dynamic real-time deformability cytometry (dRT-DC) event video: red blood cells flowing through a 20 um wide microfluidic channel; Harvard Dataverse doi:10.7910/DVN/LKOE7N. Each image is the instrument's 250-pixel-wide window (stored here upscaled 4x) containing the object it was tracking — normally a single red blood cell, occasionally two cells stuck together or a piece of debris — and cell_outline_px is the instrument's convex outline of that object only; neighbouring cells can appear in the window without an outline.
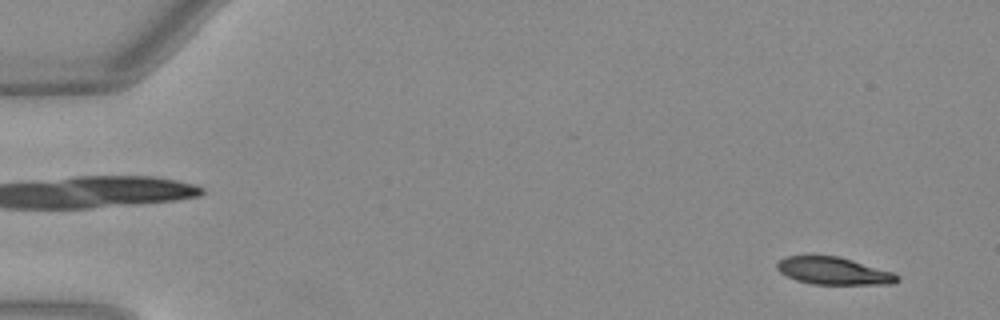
{"species": "Egyptian fruit bat (a non-hibernating species)", "species_latin": "Rousettus aegyptiacus", "temperature_condition": "warm", "stored_images_in_passage": 51, "camera_frame_rate_fps": 3000, "um_per_image_px": 0.085, "animal": {"sex": "female"}, "frame": {"image": 1, "passage_image": 3, "time_ms": 0.667, "image_size_px": [1000, 320], "cell_outline_px": [[900, 280], [892, 284], [812, 284], [796, 280], [780, 272], [776, 268], [776, 264], [780, 260], [788, 256], [836, 256], [852, 260], [892, 272], [900, 276]], "centroid_in_image_um": [70.86, 23.04], "position_along_channel_um": 14.1, "area_um2": 18.96}}
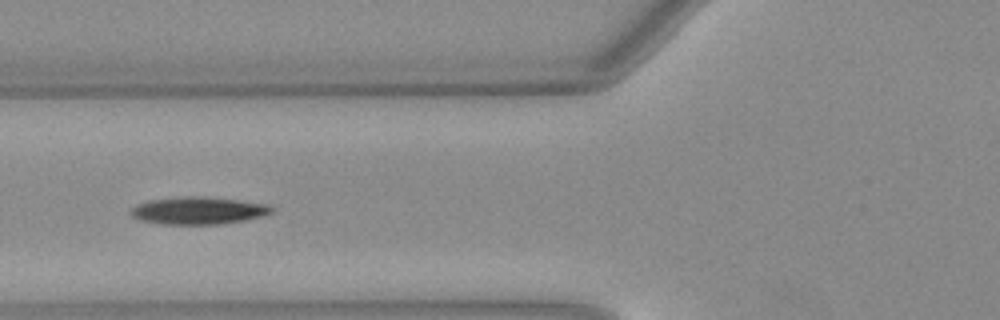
{"frame": {"image": 2, "passage_image": 20, "time_ms": 6.333, "image_size_px": [1000, 320], "cell_outline_px": [[272, 212], [264, 216], [244, 220], [220, 224], [164, 224], [140, 220], [132, 216], [128, 212], [136, 204], [148, 200], [184, 196], [204, 196], [240, 200], [268, 204], [272, 208]], "centroid_in_image_um": [16.84, 17.89], "position_along_channel_um": 109.0, "area_um2": 22.6}}
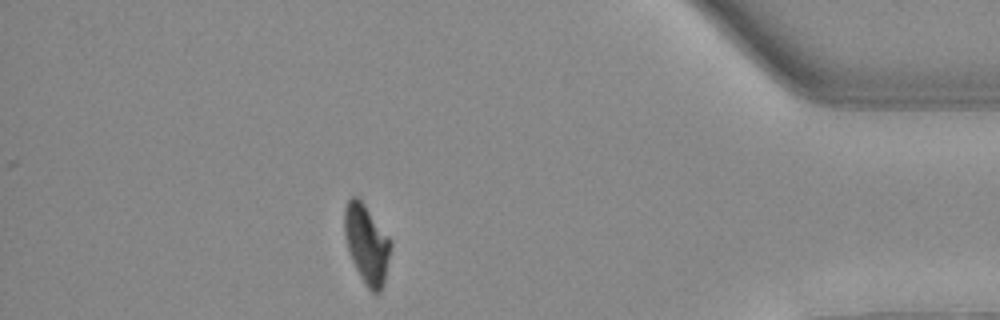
{"frame": {"image": 3, "passage_image": 45, "time_ms": 14.667, "image_size_px": [1000, 320], "cell_outline_px": [[392, 244], [384, 280], [380, 292], [372, 292], [364, 284], [352, 260], [344, 236], [344, 208], [348, 200], [352, 196], [356, 196], [364, 204], [392, 240]], "centroid_in_image_um": [31.16, 20.72], "position_along_channel_um": 404.0, "area_um2": 21.1}, "authors_computed_cell_mechanics": {"area_um2": 21.5594, "velocity_mm_per_s": 4.0237, "shape_relaxation_time_tau1_ms": 6.5712, "shape_relaxation_time_tau2_ms": 2.4548, "deformation_change_tau1": 0.2241, "deformation_change_tau2": 0.0635}}